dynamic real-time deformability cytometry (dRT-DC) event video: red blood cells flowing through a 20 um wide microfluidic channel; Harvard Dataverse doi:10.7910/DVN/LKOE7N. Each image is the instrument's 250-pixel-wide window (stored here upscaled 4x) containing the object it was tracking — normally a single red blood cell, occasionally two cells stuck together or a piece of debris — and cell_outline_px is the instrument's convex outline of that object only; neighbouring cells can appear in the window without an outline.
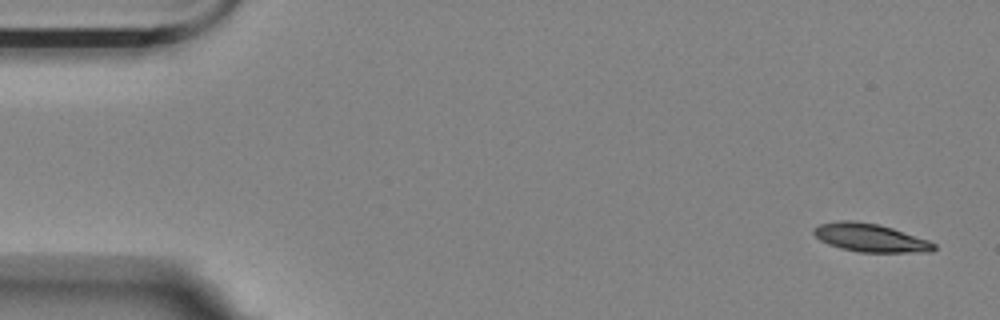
{"species": "Egyptian fruit bat (a non-hibernating species)", "species_latin": "Rousettus aegyptiacus", "temperature_condition": "room temperature", "stored_images_in_passage": 4, "camera_frame_rate_fps": 3000, "um_per_image_px": 0.085, "animal": {"sex": "female"}, "frame": {"image": 1, "passage_image": 1, "time_ms": 0.0, "image_size_px": [1000, 320], "cell_outline_px": [[936, 248], [932, 252], [856, 252], [840, 248], [828, 244], [820, 240], [812, 232], [812, 228], [820, 224], [840, 220], [856, 220], [876, 224], [892, 228], [928, 240], [936, 244]], "centroid_in_image_um": [73.95, 20.21], "position_along_channel_um": 11.1, "area_um2": 19.83}}